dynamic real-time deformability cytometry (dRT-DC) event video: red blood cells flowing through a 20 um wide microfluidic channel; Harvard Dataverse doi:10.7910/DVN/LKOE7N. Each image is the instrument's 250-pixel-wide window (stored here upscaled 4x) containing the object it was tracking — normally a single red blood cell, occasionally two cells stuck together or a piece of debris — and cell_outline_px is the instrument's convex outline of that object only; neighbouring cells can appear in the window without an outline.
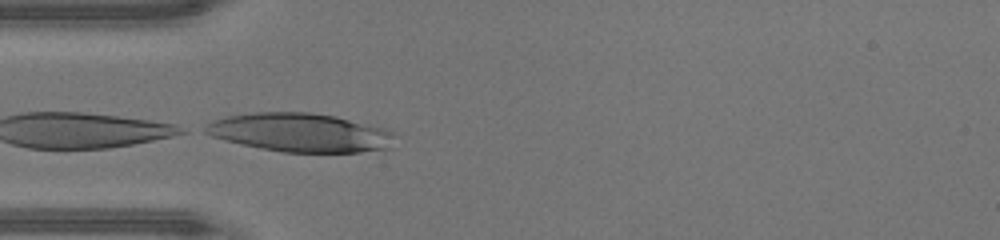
{"species": "human", "species_latin": "Homo sapiens", "temperature_condition": "warm", "stored_images_in_passage": 16, "camera_frame_rate_fps": 3000, "um_per_image_px": 0.085, "donor": {"sex": "male"}, "frame": {"image": 1, "passage_image": 13, "time_ms": 4.0, "image_size_px": [1000, 240], "cell_outline_px": [[396, 132], [388, 148], [360, 152], [284, 152], [260, 148], [224, 140], [212, 136], [204, 132], [204, 128], [212, 120], [228, 116], [252, 112], [312, 112], [336, 116], [384, 128]], "centroid_in_image_um": [25.51, 11.26], "position_along_channel_um": 59.5, "area_um2": 42.6}}